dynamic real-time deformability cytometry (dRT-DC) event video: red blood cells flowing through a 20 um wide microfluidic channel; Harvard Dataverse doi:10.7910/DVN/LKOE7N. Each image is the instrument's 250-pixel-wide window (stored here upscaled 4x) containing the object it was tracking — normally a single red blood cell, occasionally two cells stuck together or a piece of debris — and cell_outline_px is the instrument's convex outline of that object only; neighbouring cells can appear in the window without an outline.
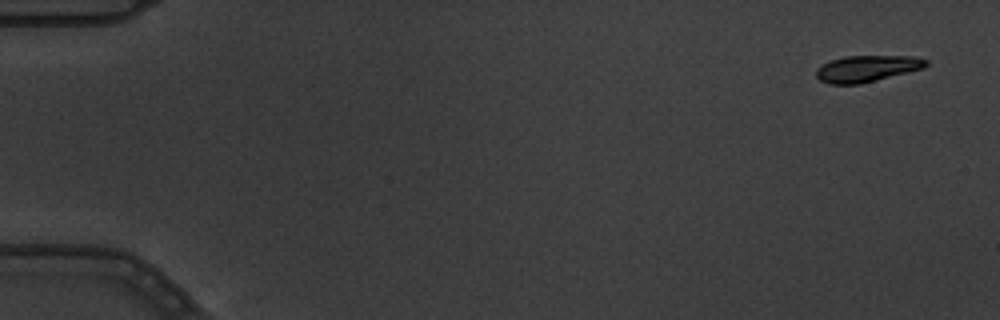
{"species": "common noctule bat (a hibernating species)", "species_latin": "Nyctalus noctula", "temperature_condition": "warm", "stored_images_in_passage": 5, "segment_of_instrument_passage": [1, 2], "camera_frame_rate_fps": 3000, "um_per_image_px": 0.085, "animal": {"sex": "male", "body_mass_g": 19.5, "forearm_length_mm": 54.6}, "frame": {"image": 1, "passage_image": 1, "time_ms": 0.0, "image_size_px": [1000, 320], "cell_outline_px": [[928, 64], [924, 68], [860, 84], [828, 84], [820, 80], [816, 76], [816, 68], [832, 60], [844, 56], [912, 56], [928, 60]], "centroid_in_image_um": [73.68, 5.83], "position_along_channel_um": 11.3, "area_um2": 16.82}}
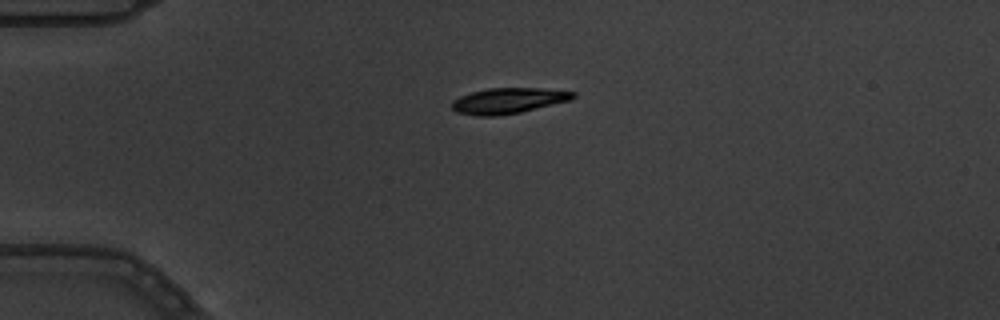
{"frame": {"image": 2, "passage_image": 4, "time_ms": 1.0, "image_size_px": [1000, 320], "cell_outline_px": [[576, 96], [572, 100], [520, 112], [496, 116], [476, 116], [456, 112], [452, 108], [452, 100], [460, 96], [472, 92], [488, 88], [540, 88], [576, 92]], "centroid_in_image_um": [43.2, 8.56], "position_along_channel_um": 41.8, "area_um2": 18.15}}